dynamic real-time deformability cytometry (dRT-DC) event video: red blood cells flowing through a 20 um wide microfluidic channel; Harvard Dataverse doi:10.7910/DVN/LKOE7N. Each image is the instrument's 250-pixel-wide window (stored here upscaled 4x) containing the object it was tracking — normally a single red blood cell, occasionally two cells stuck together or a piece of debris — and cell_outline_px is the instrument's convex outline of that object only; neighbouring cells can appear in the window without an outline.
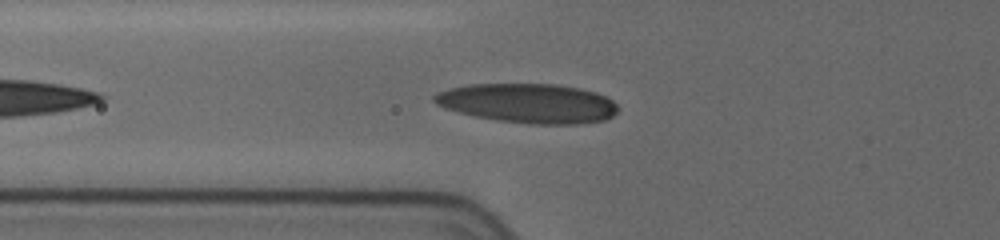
{"species": "human", "species_latin": "Homo sapiens", "temperature_condition": "cold", "stored_images_in_passage": 17, "camera_frame_rate_fps": 3000, "um_per_image_px": 0.085, "donor": {"sex": "female"}, "frame": {"image": 1, "passage_image": 3, "time_ms": 1.0, "image_size_px": [1000, 240], "cell_outline_px": [[616, 112], [612, 116], [604, 120], [576, 124], [528, 124], [496, 120], [476, 116], [444, 108], [436, 104], [432, 100], [432, 96], [448, 88], [468, 84], [556, 84], [580, 88], [596, 92], [612, 100], [616, 104]], "centroid_in_image_um": [44.87, 8.77], "position_along_channel_um": 80.9, "area_um2": 42.19}}
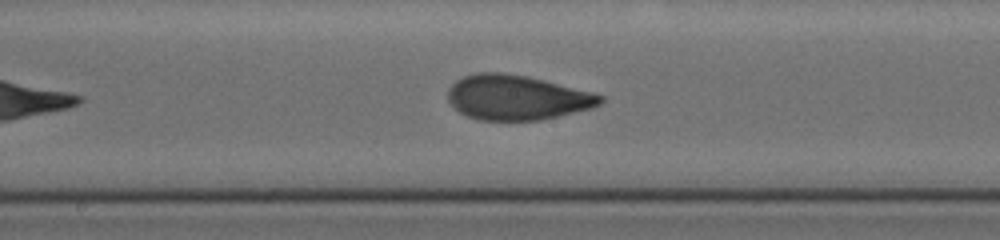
{"frame": {"image": 2, "passage_image": 8, "time_ms": 4.333, "image_size_px": [1000, 240], "cell_outline_px": [[604, 100], [600, 104], [592, 108], [540, 120], [480, 120], [468, 116], [460, 112], [448, 100], [448, 88], [456, 80], [464, 76], [476, 72], [500, 72], [528, 76], [592, 92], [604, 96]], "centroid_in_image_um": [43.93, 8.28], "position_along_channel_um": 204.3, "area_um2": 39.71}}
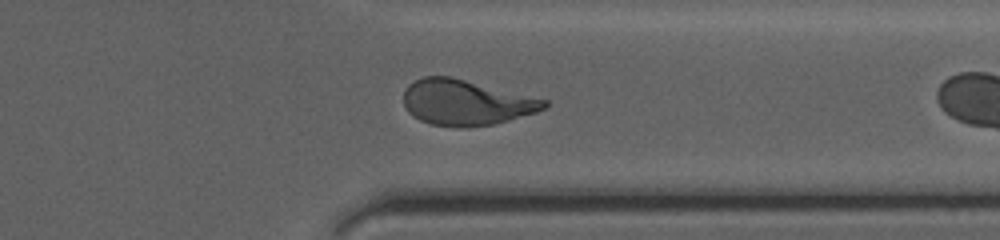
{"frame": {"image": 3, "passage_image": 16, "time_ms": 7.667, "image_size_px": [1000, 240], "cell_outline_px": [[548, 104], [544, 108], [536, 112], [508, 120], [492, 124], [468, 128], [460, 128], [432, 124], [420, 120], [412, 116], [408, 112], [404, 104], [404, 88], [408, 84], [424, 76], [452, 76], [548, 100]], "centroid_in_image_um": [39.58, 8.71], "position_along_channel_um": 371.8, "area_um2": 37.4}}